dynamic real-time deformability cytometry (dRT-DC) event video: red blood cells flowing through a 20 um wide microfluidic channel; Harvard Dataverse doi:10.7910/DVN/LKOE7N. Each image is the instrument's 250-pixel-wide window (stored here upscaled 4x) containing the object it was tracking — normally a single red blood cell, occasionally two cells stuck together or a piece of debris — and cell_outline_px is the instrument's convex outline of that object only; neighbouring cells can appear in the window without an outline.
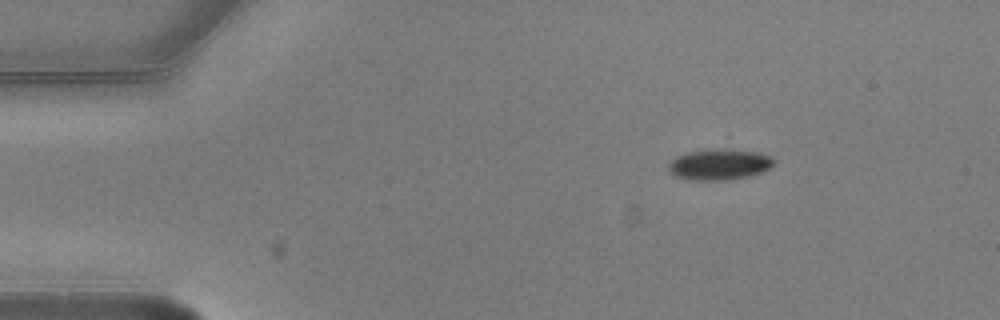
{"species": "common noctule bat (a hibernating species)", "species_latin": "Nyctalus noctula", "temperature_condition": "warm", "stored_images_in_passage": 4, "camera_frame_rate_fps": 3000, "um_per_image_px": 0.085, "animal": {"sex": "male", "body_mass_g": 20.5, "forearm_length_mm": 52.5}, "frame": {"image": 1, "passage_image": 1, "time_ms": 0.0, "image_size_px": [1000, 320], "cell_outline_px": [[776, 160], [772, 168], [748, 176], [728, 180], [692, 180], [676, 176], [668, 168], [668, 164], [676, 156], [688, 152], [756, 152], [772, 156]], "centroid_in_image_um": [61.18, 14.04], "position_along_channel_um": 23.8, "area_um2": 17.98}}
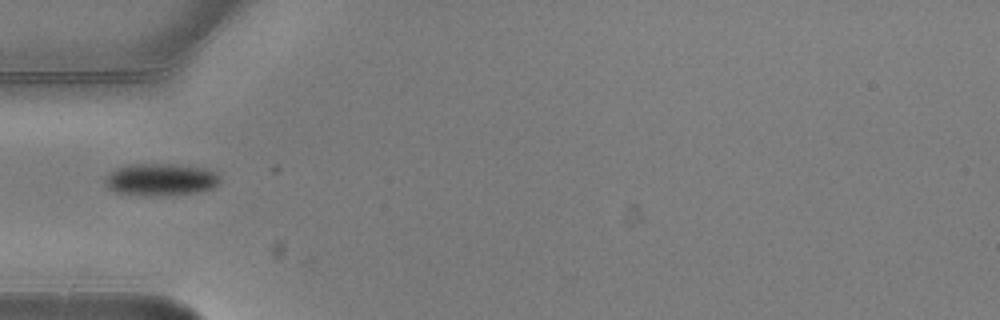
{"frame": {"image": 2, "passage_image": 4, "time_ms": 1.0, "image_size_px": [1000, 320], "cell_outline_px": [[220, 180], [212, 188], [200, 192], [168, 196], [144, 196], [116, 192], [108, 188], [104, 184], [108, 176], [116, 168], [128, 164], [172, 164], [200, 168], [212, 172], [220, 176]], "centroid_in_image_um": [13.63, 15.29], "position_along_channel_um": 71.4, "area_um2": 21.5}}